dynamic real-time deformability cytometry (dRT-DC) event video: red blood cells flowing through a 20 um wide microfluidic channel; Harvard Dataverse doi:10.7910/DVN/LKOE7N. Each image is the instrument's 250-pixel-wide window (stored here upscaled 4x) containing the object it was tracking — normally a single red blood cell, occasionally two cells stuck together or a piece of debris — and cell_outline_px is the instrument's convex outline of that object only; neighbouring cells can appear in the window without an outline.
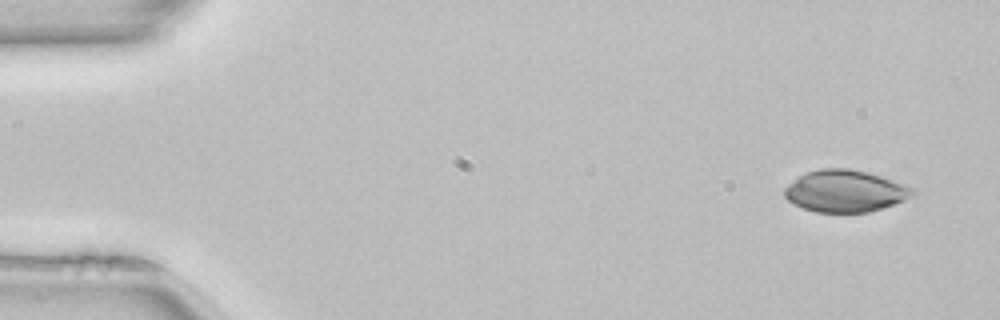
{"species": "common noctule bat (a hibernating species)", "species_latin": "Nyctalus noctula", "temperature_condition": "room temperature", "stored_images_in_passage": 48, "camera_frame_rate_fps": 3000, "um_per_image_px": 0.085, "animal": {"sex": "female", "body_mass_g": 22.7, "forearm_length_mm": 54.2}, "frame": {"image": 1, "passage_image": 1, "time_ms": 0.0, "image_size_px": [1000, 320], "cell_outline_px": [[916, 196], [868, 212], [816, 212], [792, 204], [784, 196], [784, 188], [788, 184], [800, 176], [808, 172], [820, 168], [848, 168], [880, 176], [904, 184], [912, 188], [916, 192]], "centroid_in_image_um": [71.83, 16.24], "position_along_channel_um": 13.2, "area_um2": 31.04}}
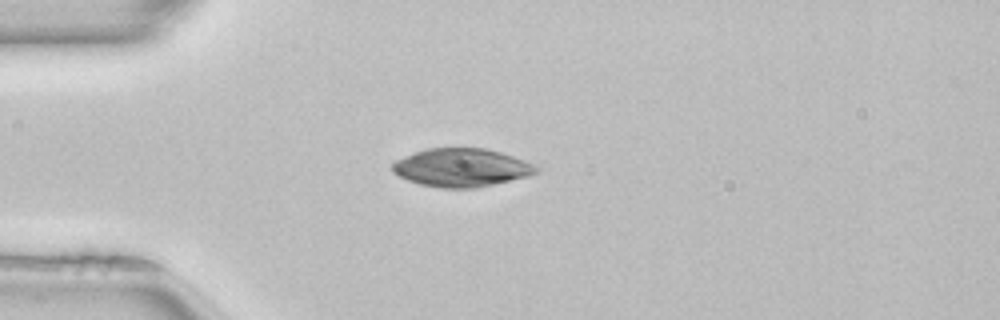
{"frame": {"image": 2, "passage_image": 11, "time_ms": 3.333, "image_size_px": [1000, 320], "cell_outline_px": [[540, 172], [528, 176], [476, 188], [440, 188], [420, 184], [408, 180], [392, 172], [392, 164], [396, 160], [404, 156], [428, 148], [484, 148], [500, 152], [524, 160], [540, 168]], "centroid_in_image_um": [39.23, 14.25], "position_along_channel_um": 45.8, "area_um2": 31.96}}